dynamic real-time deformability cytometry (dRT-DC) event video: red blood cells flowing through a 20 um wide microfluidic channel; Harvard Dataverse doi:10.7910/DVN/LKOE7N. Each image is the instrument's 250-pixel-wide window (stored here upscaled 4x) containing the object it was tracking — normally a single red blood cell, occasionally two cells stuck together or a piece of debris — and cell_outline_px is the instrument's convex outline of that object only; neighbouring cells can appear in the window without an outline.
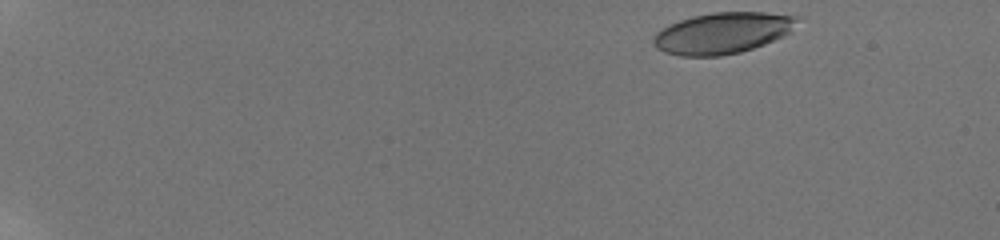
{"species": "human", "species_latin": "Homo sapiens", "temperature_condition": "room temperature", "stored_images_in_passage": 19, "camera_frame_rate_fps": 3000, "um_per_image_px": 0.085, "donor": {"sex": "male"}, "frame": {"image": 1, "passage_image": 1, "time_ms": 0.0, "image_size_px": [1000, 240], "cell_outline_px": [[800, 16], [788, 32], [784, 36], [764, 44], [740, 52], [720, 56], [680, 56], [664, 52], [656, 48], [652, 44], [652, 40], [656, 32], [668, 24], [692, 16], [712, 12], [764, 12]], "centroid_in_image_um": [61.36, 2.81], "position_along_channel_um": 23.6, "area_um2": 34.51}}
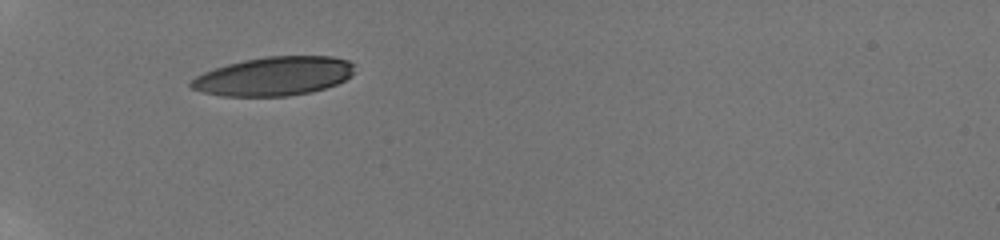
{"frame": {"image": 2, "passage_image": 14, "time_ms": 4.667, "image_size_px": [1000, 240], "cell_outline_px": [[356, 72], [352, 76], [336, 84], [312, 92], [288, 96], [224, 96], [204, 92], [192, 88], [188, 84], [196, 76], [204, 72], [228, 64], [244, 60], [268, 56], [332, 56], [348, 60], [356, 64]], "centroid_in_image_um": [23.35, 6.47], "position_along_channel_um": 61.6, "area_um2": 37.11}}
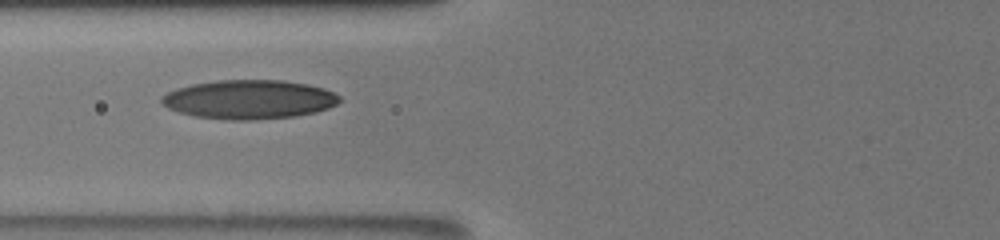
{"frame": {"image": 3, "passage_image": 18, "time_ms": 6.333, "image_size_px": [1000, 240], "cell_outline_px": [[340, 100], [336, 104], [328, 108], [316, 112], [296, 116], [252, 120], [228, 120], [196, 116], [180, 112], [168, 108], [160, 104], [160, 96], [176, 88], [192, 84], [216, 80], [284, 80], [308, 84], [324, 88], [340, 96]], "centroid_in_image_um": [21.16, 8.45], "position_along_channel_um": 104.6, "area_um2": 40.63}}